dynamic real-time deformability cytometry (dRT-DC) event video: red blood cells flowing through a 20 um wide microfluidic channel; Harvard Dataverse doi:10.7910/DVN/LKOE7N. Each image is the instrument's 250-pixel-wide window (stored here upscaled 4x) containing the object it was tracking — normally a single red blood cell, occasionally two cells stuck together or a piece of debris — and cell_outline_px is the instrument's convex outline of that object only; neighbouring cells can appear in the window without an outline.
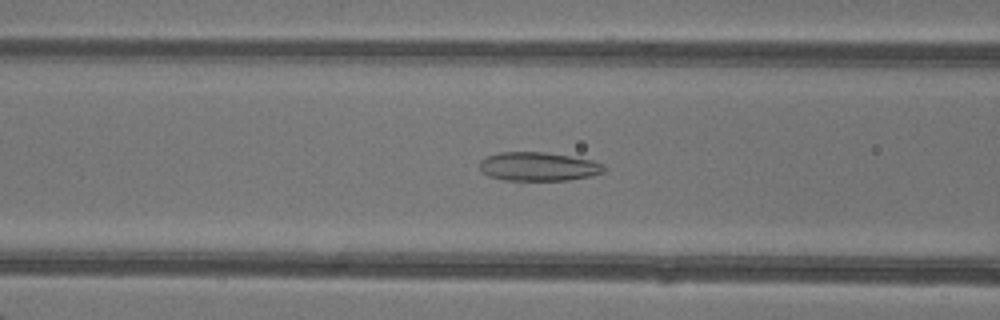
{"species": "common noctule bat (a hibernating species)", "species_latin": "Nyctalus noctula", "temperature_condition": "warm", "stored_images_in_passage": 33, "camera_frame_rate_fps": 3000, "um_per_image_px": 0.085, "animal": {"sex": "female"}, "frame": {"image": 1, "passage_image": 5, "time_ms": 1.333, "image_size_px": [1000, 320], "cell_outline_px": [[604, 172], [592, 176], [568, 180], [504, 180], [488, 176], [480, 168], [480, 160], [488, 156], [500, 152], [544, 152], [592, 160], [604, 164]], "centroid_in_image_um": [45.77, 14.16], "position_along_channel_um": 120.8, "area_um2": 20.75}}
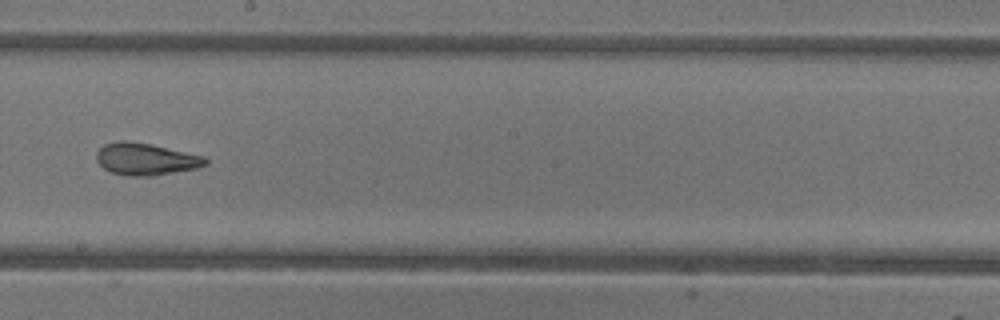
{"frame": {"image": 2, "passage_image": 13, "time_ms": 4.0, "image_size_px": [1000, 320], "cell_outline_px": [[208, 164], [196, 168], [152, 176], [128, 176], [112, 172], [104, 168], [96, 160], [96, 152], [104, 144], [120, 140], [128, 140], [148, 144], [204, 156], [208, 160]], "centroid_in_image_um": [12.36, 13.52], "position_along_channel_um": 235.8, "area_um2": 20.17}}
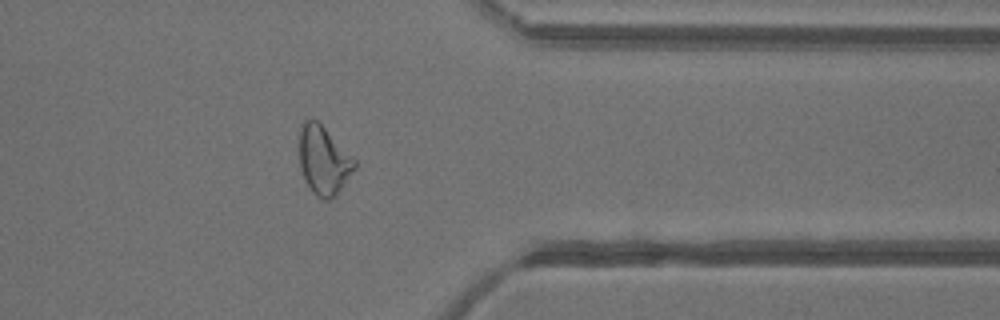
{"frame": {"image": 3, "passage_image": 24, "time_ms": 7.667, "image_size_px": [1000, 320], "cell_outline_px": [[356, 168], [336, 196], [328, 200], [324, 200], [312, 192], [304, 180], [300, 164], [300, 132], [304, 120], [316, 120], [356, 160]], "centroid_in_image_um": [27.52, 13.68], "position_along_channel_um": 383.9, "area_um2": 21.73}, "authors_computed_cell_mechanics": {"area_um2": 20.808, "velocity_mm_per_s": 4.3103, "shape_relaxation_time_tau1_ms": null, "shape_relaxation_time_tau2_ms": 1.8481, "deformation_change_tau1": null, "deformation_change_tau2": 0.1087}}